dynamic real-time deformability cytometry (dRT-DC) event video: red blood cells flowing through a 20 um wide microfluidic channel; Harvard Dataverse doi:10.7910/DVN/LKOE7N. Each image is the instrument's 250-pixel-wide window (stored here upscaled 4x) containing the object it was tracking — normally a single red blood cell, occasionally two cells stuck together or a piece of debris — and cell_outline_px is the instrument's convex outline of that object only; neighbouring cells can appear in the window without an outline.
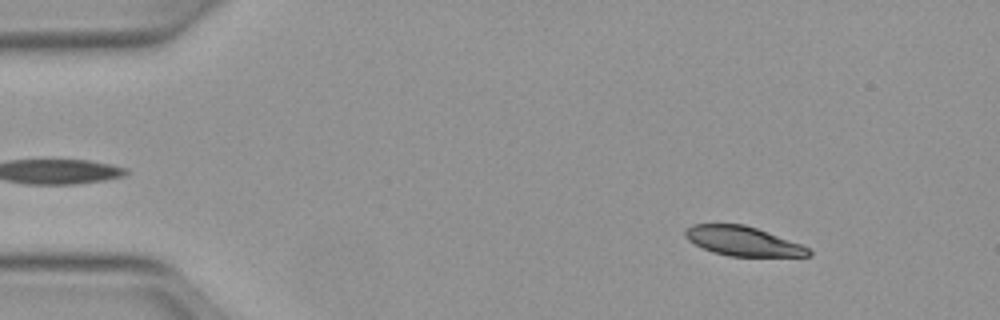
{"species": "Egyptian fruit bat (a non-hibernating species)", "species_latin": "Rousettus aegyptiacus", "temperature_condition": "warm", "stored_images_in_passage": 51, "camera_frame_rate_fps": 3000, "um_per_image_px": 0.085, "animal": {"sex": "female"}, "frame": {"image": 1, "passage_image": 6, "time_ms": 1.667, "image_size_px": [1000, 320], "cell_outline_px": [[812, 256], [728, 256], [712, 252], [688, 240], [684, 236], [684, 232], [692, 224], [744, 224], [768, 232], [800, 244], [808, 248], [812, 252]], "centroid_in_image_um": [63.14, 20.5], "position_along_channel_um": 21.9, "area_um2": 20.92}}
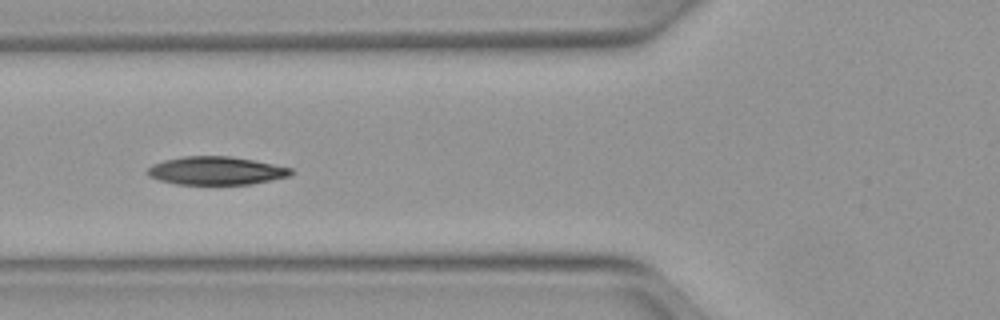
{"frame": {"image": 2, "passage_image": 19, "time_ms": 6.0, "image_size_px": [1000, 320], "cell_outline_px": [[292, 172], [288, 176], [248, 184], [176, 184], [160, 180], [148, 176], [144, 172], [152, 164], [164, 160], [184, 156], [228, 156], [252, 160], [292, 168]], "centroid_in_image_um": [18.28, 14.5], "position_along_channel_um": 107.5, "area_um2": 23.29}}
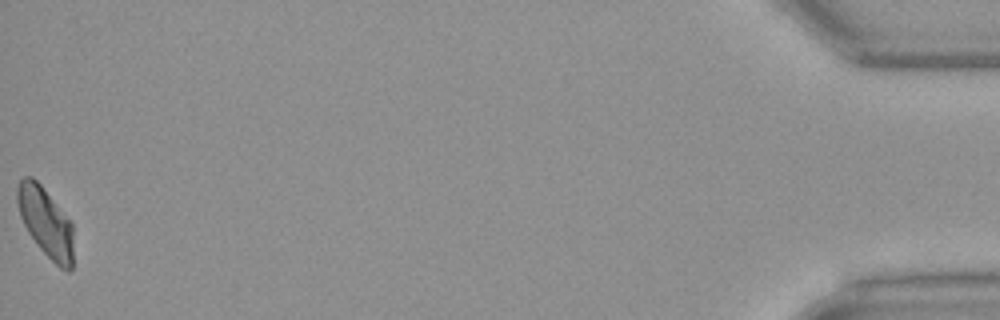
{"frame": {"image": 3, "passage_image": 51, "time_ms": 16.667, "image_size_px": [1000, 320], "cell_outline_px": [[72, 268], [68, 272], [60, 268], [40, 248], [28, 232], [20, 216], [16, 200], [16, 188], [20, 180], [24, 176], [32, 176], [40, 184], [72, 224]], "centroid_in_image_um": [3.85, 18.87], "position_along_channel_um": 431.3, "area_um2": 22.25}, "authors_computed_cell_mechanics": {"area_um2": 23.2934, "velocity_mm_per_s": 3.984, "shape_relaxation_time_tau1_ms": 5.8037, "shape_relaxation_time_tau2_ms": 3.5856, "deformation_change_tau1": 0.1686, "deformation_change_tau2": 0.0788}}